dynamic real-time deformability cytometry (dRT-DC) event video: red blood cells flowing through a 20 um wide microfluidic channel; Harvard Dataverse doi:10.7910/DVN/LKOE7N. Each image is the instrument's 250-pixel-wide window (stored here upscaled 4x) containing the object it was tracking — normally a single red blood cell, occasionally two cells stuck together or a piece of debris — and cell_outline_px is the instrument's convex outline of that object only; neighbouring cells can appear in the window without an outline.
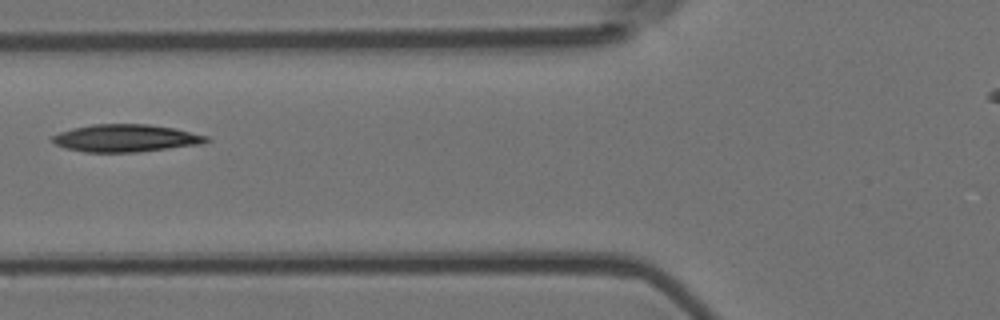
{"species": "Egyptian fruit bat (a non-hibernating species)", "species_latin": "Rousettus aegyptiacus", "temperature_condition": "room temperature", "stored_images_in_passage": 5, "camera_frame_rate_fps": 3000, "um_per_image_px": 0.085, "animal": {"sex": "female"}, "frame": {"image": 1, "passage_image": 5, "time_ms": 1.333, "image_size_px": [1000, 320], "cell_outline_px": [[212, 140], [200, 144], [136, 152], [84, 152], [64, 148], [56, 144], [52, 140], [52, 136], [60, 132], [72, 128], [92, 124], [148, 124], [172, 128], [208, 136]], "centroid_in_image_um": [10.66, 11.74], "position_along_channel_um": 115.1, "area_um2": 24.51}}